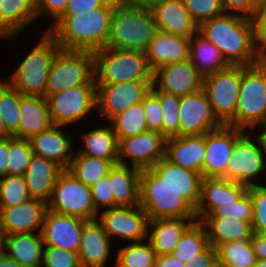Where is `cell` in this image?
Instances as JSON below:
<instances>
[{
	"label": "cell",
	"instance_id": "8fae6325",
	"mask_svg": "<svg viewBox=\"0 0 266 267\" xmlns=\"http://www.w3.org/2000/svg\"><path fill=\"white\" fill-rule=\"evenodd\" d=\"M51 120L63 127L84 118L97 108L96 84H83L46 97Z\"/></svg>",
	"mask_w": 266,
	"mask_h": 267
},
{
	"label": "cell",
	"instance_id": "74e56055",
	"mask_svg": "<svg viewBox=\"0 0 266 267\" xmlns=\"http://www.w3.org/2000/svg\"><path fill=\"white\" fill-rule=\"evenodd\" d=\"M216 251L218 267H253L257 262L250 239L224 243Z\"/></svg>",
	"mask_w": 266,
	"mask_h": 267
},
{
	"label": "cell",
	"instance_id": "7a4b0ae2",
	"mask_svg": "<svg viewBox=\"0 0 266 267\" xmlns=\"http://www.w3.org/2000/svg\"><path fill=\"white\" fill-rule=\"evenodd\" d=\"M111 6L91 9L73 16H60L49 32L62 49L96 51L106 47Z\"/></svg>",
	"mask_w": 266,
	"mask_h": 267
},
{
	"label": "cell",
	"instance_id": "e0dca14e",
	"mask_svg": "<svg viewBox=\"0 0 266 267\" xmlns=\"http://www.w3.org/2000/svg\"><path fill=\"white\" fill-rule=\"evenodd\" d=\"M244 133L243 129L228 125L206 133L203 177L221 178L225 174L235 143Z\"/></svg>",
	"mask_w": 266,
	"mask_h": 267
},
{
	"label": "cell",
	"instance_id": "ab89813d",
	"mask_svg": "<svg viewBox=\"0 0 266 267\" xmlns=\"http://www.w3.org/2000/svg\"><path fill=\"white\" fill-rule=\"evenodd\" d=\"M109 123L118 140L148 131L143 101L113 117Z\"/></svg>",
	"mask_w": 266,
	"mask_h": 267
},
{
	"label": "cell",
	"instance_id": "bcb514c9",
	"mask_svg": "<svg viewBox=\"0 0 266 267\" xmlns=\"http://www.w3.org/2000/svg\"><path fill=\"white\" fill-rule=\"evenodd\" d=\"M252 201L253 234L266 233V186L259 184L248 187Z\"/></svg>",
	"mask_w": 266,
	"mask_h": 267
},
{
	"label": "cell",
	"instance_id": "83f0119b",
	"mask_svg": "<svg viewBox=\"0 0 266 267\" xmlns=\"http://www.w3.org/2000/svg\"><path fill=\"white\" fill-rule=\"evenodd\" d=\"M62 171L63 169L58 164L33 154L24 174L30 198L47 203L51 197L54 184Z\"/></svg>",
	"mask_w": 266,
	"mask_h": 267
},
{
	"label": "cell",
	"instance_id": "7402d4cb",
	"mask_svg": "<svg viewBox=\"0 0 266 267\" xmlns=\"http://www.w3.org/2000/svg\"><path fill=\"white\" fill-rule=\"evenodd\" d=\"M248 191V186L224 178L203 177L199 204L195 210L197 221L211 214L220 204L232 203ZM201 217V218H200Z\"/></svg>",
	"mask_w": 266,
	"mask_h": 267
},
{
	"label": "cell",
	"instance_id": "4dcf8cb0",
	"mask_svg": "<svg viewBox=\"0 0 266 267\" xmlns=\"http://www.w3.org/2000/svg\"><path fill=\"white\" fill-rule=\"evenodd\" d=\"M200 222L205 226L209 244L215 249L224 243L253 236L251 221L234 217H204Z\"/></svg>",
	"mask_w": 266,
	"mask_h": 267
},
{
	"label": "cell",
	"instance_id": "52a82bcc",
	"mask_svg": "<svg viewBox=\"0 0 266 267\" xmlns=\"http://www.w3.org/2000/svg\"><path fill=\"white\" fill-rule=\"evenodd\" d=\"M139 205L149 220L196 218L195 210L151 169L140 172Z\"/></svg>",
	"mask_w": 266,
	"mask_h": 267
},
{
	"label": "cell",
	"instance_id": "be15d7a7",
	"mask_svg": "<svg viewBox=\"0 0 266 267\" xmlns=\"http://www.w3.org/2000/svg\"><path fill=\"white\" fill-rule=\"evenodd\" d=\"M0 267H24L9 257L4 251L0 253Z\"/></svg>",
	"mask_w": 266,
	"mask_h": 267
},
{
	"label": "cell",
	"instance_id": "f907efd6",
	"mask_svg": "<svg viewBox=\"0 0 266 267\" xmlns=\"http://www.w3.org/2000/svg\"><path fill=\"white\" fill-rule=\"evenodd\" d=\"M251 19L258 56L261 60H266V0H258L254 15Z\"/></svg>",
	"mask_w": 266,
	"mask_h": 267
},
{
	"label": "cell",
	"instance_id": "db71d44e",
	"mask_svg": "<svg viewBox=\"0 0 266 267\" xmlns=\"http://www.w3.org/2000/svg\"><path fill=\"white\" fill-rule=\"evenodd\" d=\"M112 0H68L61 16H73L79 13L89 12L91 9L103 6H111Z\"/></svg>",
	"mask_w": 266,
	"mask_h": 267
},
{
	"label": "cell",
	"instance_id": "816d5d0a",
	"mask_svg": "<svg viewBox=\"0 0 266 267\" xmlns=\"http://www.w3.org/2000/svg\"><path fill=\"white\" fill-rule=\"evenodd\" d=\"M143 107L147 129L162 134V107L159 97L152 90L143 99Z\"/></svg>",
	"mask_w": 266,
	"mask_h": 267
},
{
	"label": "cell",
	"instance_id": "7dc6e473",
	"mask_svg": "<svg viewBox=\"0 0 266 267\" xmlns=\"http://www.w3.org/2000/svg\"><path fill=\"white\" fill-rule=\"evenodd\" d=\"M194 22L200 26L225 13L221 0H183Z\"/></svg>",
	"mask_w": 266,
	"mask_h": 267
},
{
	"label": "cell",
	"instance_id": "91938a15",
	"mask_svg": "<svg viewBox=\"0 0 266 267\" xmlns=\"http://www.w3.org/2000/svg\"><path fill=\"white\" fill-rule=\"evenodd\" d=\"M185 263L173 254H165L156 257L154 267H184Z\"/></svg>",
	"mask_w": 266,
	"mask_h": 267
},
{
	"label": "cell",
	"instance_id": "ffe728a7",
	"mask_svg": "<svg viewBox=\"0 0 266 267\" xmlns=\"http://www.w3.org/2000/svg\"><path fill=\"white\" fill-rule=\"evenodd\" d=\"M47 211V203L30 198L27 201L11 206L0 208V225L4 236L34 233L41 228Z\"/></svg>",
	"mask_w": 266,
	"mask_h": 267
},
{
	"label": "cell",
	"instance_id": "836d02e7",
	"mask_svg": "<svg viewBox=\"0 0 266 267\" xmlns=\"http://www.w3.org/2000/svg\"><path fill=\"white\" fill-rule=\"evenodd\" d=\"M37 19L35 0H2L0 4V37L12 38L24 26Z\"/></svg>",
	"mask_w": 266,
	"mask_h": 267
},
{
	"label": "cell",
	"instance_id": "3957f363",
	"mask_svg": "<svg viewBox=\"0 0 266 267\" xmlns=\"http://www.w3.org/2000/svg\"><path fill=\"white\" fill-rule=\"evenodd\" d=\"M106 47L145 52L157 31L152 10L136 8L125 0L111 1Z\"/></svg>",
	"mask_w": 266,
	"mask_h": 267
},
{
	"label": "cell",
	"instance_id": "2e32d148",
	"mask_svg": "<svg viewBox=\"0 0 266 267\" xmlns=\"http://www.w3.org/2000/svg\"><path fill=\"white\" fill-rule=\"evenodd\" d=\"M179 123L180 136L202 135L222 126L203 89L180 97Z\"/></svg>",
	"mask_w": 266,
	"mask_h": 267
},
{
	"label": "cell",
	"instance_id": "9f6ffc18",
	"mask_svg": "<svg viewBox=\"0 0 266 267\" xmlns=\"http://www.w3.org/2000/svg\"><path fill=\"white\" fill-rule=\"evenodd\" d=\"M68 0H35L37 18L42 14H51L54 22L63 14Z\"/></svg>",
	"mask_w": 266,
	"mask_h": 267
},
{
	"label": "cell",
	"instance_id": "f1b7e54d",
	"mask_svg": "<svg viewBox=\"0 0 266 267\" xmlns=\"http://www.w3.org/2000/svg\"><path fill=\"white\" fill-rule=\"evenodd\" d=\"M197 218H156L149 220V241L157 256L172 254L184 232ZM189 221V222H188ZM188 222V223H187Z\"/></svg>",
	"mask_w": 266,
	"mask_h": 267
},
{
	"label": "cell",
	"instance_id": "8992f818",
	"mask_svg": "<svg viewBox=\"0 0 266 267\" xmlns=\"http://www.w3.org/2000/svg\"><path fill=\"white\" fill-rule=\"evenodd\" d=\"M266 115V60L241 66V84L234 118L227 124L240 129L254 128Z\"/></svg>",
	"mask_w": 266,
	"mask_h": 267
},
{
	"label": "cell",
	"instance_id": "60d3db41",
	"mask_svg": "<svg viewBox=\"0 0 266 267\" xmlns=\"http://www.w3.org/2000/svg\"><path fill=\"white\" fill-rule=\"evenodd\" d=\"M209 245L205 226L200 221H195L182 235L173 251V255L187 263L197 257Z\"/></svg>",
	"mask_w": 266,
	"mask_h": 267
},
{
	"label": "cell",
	"instance_id": "94428289",
	"mask_svg": "<svg viewBox=\"0 0 266 267\" xmlns=\"http://www.w3.org/2000/svg\"><path fill=\"white\" fill-rule=\"evenodd\" d=\"M8 136L0 137V177L6 176Z\"/></svg>",
	"mask_w": 266,
	"mask_h": 267
},
{
	"label": "cell",
	"instance_id": "7bdbcfd3",
	"mask_svg": "<svg viewBox=\"0 0 266 267\" xmlns=\"http://www.w3.org/2000/svg\"><path fill=\"white\" fill-rule=\"evenodd\" d=\"M6 175L24 176L33 151L29 139L8 136Z\"/></svg>",
	"mask_w": 266,
	"mask_h": 267
},
{
	"label": "cell",
	"instance_id": "6da1fadb",
	"mask_svg": "<svg viewBox=\"0 0 266 267\" xmlns=\"http://www.w3.org/2000/svg\"><path fill=\"white\" fill-rule=\"evenodd\" d=\"M198 32L220 50L230 66H251L261 61L249 17L224 13L203 22Z\"/></svg>",
	"mask_w": 266,
	"mask_h": 267
},
{
	"label": "cell",
	"instance_id": "d6a6232c",
	"mask_svg": "<svg viewBox=\"0 0 266 267\" xmlns=\"http://www.w3.org/2000/svg\"><path fill=\"white\" fill-rule=\"evenodd\" d=\"M43 245L40 232L4 236V252L24 267H42Z\"/></svg>",
	"mask_w": 266,
	"mask_h": 267
},
{
	"label": "cell",
	"instance_id": "f35d334b",
	"mask_svg": "<svg viewBox=\"0 0 266 267\" xmlns=\"http://www.w3.org/2000/svg\"><path fill=\"white\" fill-rule=\"evenodd\" d=\"M22 96L9 83L0 81V115L5 125V137L19 138V109Z\"/></svg>",
	"mask_w": 266,
	"mask_h": 267
},
{
	"label": "cell",
	"instance_id": "f546056e",
	"mask_svg": "<svg viewBox=\"0 0 266 267\" xmlns=\"http://www.w3.org/2000/svg\"><path fill=\"white\" fill-rule=\"evenodd\" d=\"M19 117V138L30 139L54 125L47 99L41 96L23 95L20 102Z\"/></svg>",
	"mask_w": 266,
	"mask_h": 267
},
{
	"label": "cell",
	"instance_id": "7c38bea8",
	"mask_svg": "<svg viewBox=\"0 0 266 267\" xmlns=\"http://www.w3.org/2000/svg\"><path fill=\"white\" fill-rule=\"evenodd\" d=\"M153 80H136L112 85H96L99 112L110 121L132 105L143 101L151 91Z\"/></svg>",
	"mask_w": 266,
	"mask_h": 267
},
{
	"label": "cell",
	"instance_id": "5bb4252c",
	"mask_svg": "<svg viewBox=\"0 0 266 267\" xmlns=\"http://www.w3.org/2000/svg\"><path fill=\"white\" fill-rule=\"evenodd\" d=\"M248 137L243 134L235 143L225 174L221 178L249 187L256 185L252 179L266 169V158L257 139L253 141Z\"/></svg>",
	"mask_w": 266,
	"mask_h": 267
},
{
	"label": "cell",
	"instance_id": "e575fe53",
	"mask_svg": "<svg viewBox=\"0 0 266 267\" xmlns=\"http://www.w3.org/2000/svg\"><path fill=\"white\" fill-rule=\"evenodd\" d=\"M189 60L203 78L230 66L220 50L199 32L190 39Z\"/></svg>",
	"mask_w": 266,
	"mask_h": 267
},
{
	"label": "cell",
	"instance_id": "680465c9",
	"mask_svg": "<svg viewBox=\"0 0 266 267\" xmlns=\"http://www.w3.org/2000/svg\"><path fill=\"white\" fill-rule=\"evenodd\" d=\"M250 240L257 260L266 259V233L253 234Z\"/></svg>",
	"mask_w": 266,
	"mask_h": 267
},
{
	"label": "cell",
	"instance_id": "30bf717a",
	"mask_svg": "<svg viewBox=\"0 0 266 267\" xmlns=\"http://www.w3.org/2000/svg\"><path fill=\"white\" fill-rule=\"evenodd\" d=\"M240 84L241 66H229L203 78L202 89L222 125H227L235 116Z\"/></svg>",
	"mask_w": 266,
	"mask_h": 267
},
{
	"label": "cell",
	"instance_id": "a7ac6f4b",
	"mask_svg": "<svg viewBox=\"0 0 266 267\" xmlns=\"http://www.w3.org/2000/svg\"><path fill=\"white\" fill-rule=\"evenodd\" d=\"M253 267H266V259L257 260L256 264Z\"/></svg>",
	"mask_w": 266,
	"mask_h": 267
},
{
	"label": "cell",
	"instance_id": "9a60e30c",
	"mask_svg": "<svg viewBox=\"0 0 266 267\" xmlns=\"http://www.w3.org/2000/svg\"><path fill=\"white\" fill-rule=\"evenodd\" d=\"M166 138L158 131H146L135 136L118 140V164L127 165L123 160L129 157L132 167L150 169L165 157Z\"/></svg>",
	"mask_w": 266,
	"mask_h": 267
},
{
	"label": "cell",
	"instance_id": "1f68e13d",
	"mask_svg": "<svg viewBox=\"0 0 266 267\" xmlns=\"http://www.w3.org/2000/svg\"><path fill=\"white\" fill-rule=\"evenodd\" d=\"M140 172L122 164H115L109 170L114 207L139 205Z\"/></svg>",
	"mask_w": 266,
	"mask_h": 267
},
{
	"label": "cell",
	"instance_id": "277c9868",
	"mask_svg": "<svg viewBox=\"0 0 266 267\" xmlns=\"http://www.w3.org/2000/svg\"><path fill=\"white\" fill-rule=\"evenodd\" d=\"M93 54L96 85L153 80L145 52L104 47Z\"/></svg>",
	"mask_w": 266,
	"mask_h": 267
},
{
	"label": "cell",
	"instance_id": "003e7915",
	"mask_svg": "<svg viewBox=\"0 0 266 267\" xmlns=\"http://www.w3.org/2000/svg\"><path fill=\"white\" fill-rule=\"evenodd\" d=\"M0 137H5V125L0 115Z\"/></svg>",
	"mask_w": 266,
	"mask_h": 267
},
{
	"label": "cell",
	"instance_id": "8d00e7d4",
	"mask_svg": "<svg viewBox=\"0 0 266 267\" xmlns=\"http://www.w3.org/2000/svg\"><path fill=\"white\" fill-rule=\"evenodd\" d=\"M115 164H118V161H108L77 153L76 156H73L66 170L83 184L91 187L101 178L107 176Z\"/></svg>",
	"mask_w": 266,
	"mask_h": 267
},
{
	"label": "cell",
	"instance_id": "681fc988",
	"mask_svg": "<svg viewBox=\"0 0 266 267\" xmlns=\"http://www.w3.org/2000/svg\"><path fill=\"white\" fill-rule=\"evenodd\" d=\"M42 266L45 267H81L77 252L46 246L42 255Z\"/></svg>",
	"mask_w": 266,
	"mask_h": 267
},
{
	"label": "cell",
	"instance_id": "4fadbf2b",
	"mask_svg": "<svg viewBox=\"0 0 266 267\" xmlns=\"http://www.w3.org/2000/svg\"><path fill=\"white\" fill-rule=\"evenodd\" d=\"M97 220L110 238L114 235L139 242L144 241L150 233L148 215L140 205L105 208Z\"/></svg>",
	"mask_w": 266,
	"mask_h": 267
},
{
	"label": "cell",
	"instance_id": "44dd1931",
	"mask_svg": "<svg viewBox=\"0 0 266 267\" xmlns=\"http://www.w3.org/2000/svg\"><path fill=\"white\" fill-rule=\"evenodd\" d=\"M150 169L196 210L201 195V173L176 165L165 157Z\"/></svg>",
	"mask_w": 266,
	"mask_h": 267
},
{
	"label": "cell",
	"instance_id": "f5cc1de1",
	"mask_svg": "<svg viewBox=\"0 0 266 267\" xmlns=\"http://www.w3.org/2000/svg\"><path fill=\"white\" fill-rule=\"evenodd\" d=\"M92 201L95 209L98 211L99 206L103 208H114V197L111 190V181L109 173L101 178L97 183L90 187Z\"/></svg>",
	"mask_w": 266,
	"mask_h": 267
},
{
	"label": "cell",
	"instance_id": "f6af8a7d",
	"mask_svg": "<svg viewBox=\"0 0 266 267\" xmlns=\"http://www.w3.org/2000/svg\"><path fill=\"white\" fill-rule=\"evenodd\" d=\"M30 199L24 176L0 177V208L21 204Z\"/></svg>",
	"mask_w": 266,
	"mask_h": 267
},
{
	"label": "cell",
	"instance_id": "ba28073f",
	"mask_svg": "<svg viewBox=\"0 0 266 267\" xmlns=\"http://www.w3.org/2000/svg\"><path fill=\"white\" fill-rule=\"evenodd\" d=\"M83 84H96L93 51L59 48L50 67L46 97Z\"/></svg>",
	"mask_w": 266,
	"mask_h": 267
},
{
	"label": "cell",
	"instance_id": "6125c7cd",
	"mask_svg": "<svg viewBox=\"0 0 266 267\" xmlns=\"http://www.w3.org/2000/svg\"><path fill=\"white\" fill-rule=\"evenodd\" d=\"M128 4L136 8H142L147 10H153L158 6L163 0H125Z\"/></svg>",
	"mask_w": 266,
	"mask_h": 267
},
{
	"label": "cell",
	"instance_id": "d4e9b609",
	"mask_svg": "<svg viewBox=\"0 0 266 267\" xmlns=\"http://www.w3.org/2000/svg\"><path fill=\"white\" fill-rule=\"evenodd\" d=\"M110 240L97 219L86 221L77 251L81 267H105L110 254Z\"/></svg>",
	"mask_w": 266,
	"mask_h": 267
},
{
	"label": "cell",
	"instance_id": "b9f144b4",
	"mask_svg": "<svg viewBox=\"0 0 266 267\" xmlns=\"http://www.w3.org/2000/svg\"><path fill=\"white\" fill-rule=\"evenodd\" d=\"M157 254L150 241L133 242L119 249L116 257L117 267H154Z\"/></svg>",
	"mask_w": 266,
	"mask_h": 267
},
{
	"label": "cell",
	"instance_id": "11a10c76",
	"mask_svg": "<svg viewBox=\"0 0 266 267\" xmlns=\"http://www.w3.org/2000/svg\"><path fill=\"white\" fill-rule=\"evenodd\" d=\"M221 2L225 13L236 11V14L249 18L254 15L258 4V0H221Z\"/></svg>",
	"mask_w": 266,
	"mask_h": 267
},
{
	"label": "cell",
	"instance_id": "cb8c5ba5",
	"mask_svg": "<svg viewBox=\"0 0 266 267\" xmlns=\"http://www.w3.org/2000/svg\"><path fill=\"white\" fill-rule=\"evenodd\" d=\"M206 150V134L174 136L166 139L165 158L183 168L201 173Z\"/></svg>",
	"mask_w": 266,
	"mask_h": 267
},
{
	"label": "cell",
	"instance_id": "ee69618b",
	"mask_svg": "<svg viewBox=\"0 0 266 267\" xmlns=\"http://www.w3.org/2000/svg\"><path fill=\"white\" fill-rule=\"evenodd\" d=\"M158 97L162 107V135L167 139L180 136L179 105L180 96L160 90H152Z\"/></svg>",
	"mask_w": 266,
	"mask_h": 267
},
{
	"label": "cell",
	"instance_id": "5b68a950",
	"mask_svg": "<svg viewBox=\"0 0 266 267\" xmlns=\"http://www.w3.org/2000/svg\"><path fill=\"white\" fill-rule=\"evenodd\" d=\"M59 48L55 38L46 31L7 82L22 95L46 98L50 67Z\"/></svg>",
	"mask_w": 266,
	"mask_h": 267
},
{
	"label": "cell",
	"instance_id": "03108f58",
	"mask_svg": "<svg viewBox=\"0 0 266 267\" xmlns=\"http://www.w3.org/2000/svg\"><path fill=\"white\" fill-rule=\"evenodd\" d=\"M4 251V234L0 225V253Z\"/></svg>",
	"mask_w": 266,
	"mask_h": 267
},
{
	"label": "cell",
	"instance_id": "c3c4849f",
	"mask_svg": "<svg viewBox=\"0 0 266 267\" xmlns=\"http://www.w3.org/2000/svg\"><path fill=\"white\" fill-rule=\"evenodd\" d=\"M205 217H234L243 221H252V201L249 191L235 202L220 204Z\"/></svg>",
	"mask_w": 266,
	"mask_h": 267
},
{
	"label": "cell",
	"instance_id": "d6986e66",
	"mask_svg": "<svg viewBox=\"0 0 266 267\" xmlns=\"http://www.w3.org/2000/svg\"><path fill=\"white\" fill-rule=\"evenodd\" d=\"M86 220L47 210L41 228L44 245L77 252Z\"/></svg>",
	"mask_w": 266,
	"mask_h": 267
},
{
	"label": "cell",
	"instance_id": "89a4df30",
	"mask_svg": "<svg viewBox=\"0 0 266 267\" xmlns=\"http://www.w3.org/2000/svg\"><path fill=\"white\" fill-rule=\"evenodd\" d=\"M261 125H262L263 129H266V115H265V118L263 119V121L261 122Z\"/></svg>",
	"mask_w": 266,
	"mask_h": 267
},
{
	"label": "cell",
	"instance_id": "484cf974",
	"mask_svg": "<svg viewBox=\"0 0 266 267\" xmlns=\"http://www.w3.org/2000/svg\"><path fill=\"white\" fill-rule=\"evenodd\" d=\"M157 30L191 39L199 26L192 19L183 0H163L152 10Z\"/></svg>",
	"mask_w": 266,
	"mask_h": 267
},
{
	"label": "cell",
	"instance_id": "9c48e42d",
	"mask_svg": "<svg viewBox=\"0 0 266 267\" xmlns=\"http://www.w3.org/2000/svg\"><path fill=\"white\" fill-rule=\"evenodd\" d=\"M47 210L81 218L86 221L97 219L98 211L92 201L90 187L63 170L54 184Z\"/></svg>",
	"mask_w": 266,
	"mask_h": 267
},
{
	"label": "cell",
	"instance_id": "e7e4bbea",
	"mask_svg": "<svg viewBox=\"0 0 266 267\" xmlns=\"http://www.w3.org/2000/svg\"><path fill=\"white\" fill-rule=\"evenodd\" d=\"M259 143L261 152L263 155H266V129L263 132L258 133L257 137H255Z\"/></svg>",
	"mask_w": 266,
	"mask_h": 267
},
{
	"label": "cell",
	"instance_id": "ac0fdd59",
	"mask_svg": "<svg viewBox=\"0 0 266 267\" xmlns=\"http://www.w3.org/2000/svg\"><path fill=\"white\" fill-rule=\"evenodd\" d=\"M152 84L151 90H160L181 97L202 89L203 77L188 59L154 70Z\"/></svg>",
	"mask_w": 266,
	"mask_h": 267
},
{
	"label": "cell",
	"instance_id": "4316f807",
	"mask_svg": "<svg viewBox=\"0 0 266 267\" xmlns=\"http://www.w3.org/2000/svg\"><path fill=\"white\" fill-rule=\"evenodd\" d=\"M61 126L53 125L50 129L32 136L29 139L33 154L42 156L66 170L73 158L71 136H65Z\"/></svg>",
	"mask_w": 266,
	"mask_h": 267
},
{
	"label": "cell",
	"instance_id": "603a6c76",
	"mask_svg": "<svg viewBox=\"0 0 266 267\" xmlns=\"http://www.w3.org/2000/svg\"><path fill=\"white\" fill-rule=\"evenodd\" d=\"M190 39L157 30L145 51L152 71L160 66L189 59Z\"/></svg>",
	"mask_w": 266,
	"mask_h": 267
},
{
	"label": "cell",
	"instance_id": "d590c367",
	"mask_svg": "<svg viewBox=\"0 0 266 267\" xmlns=\"http://www.w3.org/2000/svg\"><path fill=\"white\" fill-rule=\"evenodd\" d=\"M84 150L78 153L108 161H118V139L112 127H102L83 134Z\"/></svg>",
	"mask_w": 266,
	"mask_h": 267
},
{
	"label": "cell",
	"instance_id": "6f0895ef",
	"mask_svg": "<svg viewBox=\"0 0 266 267\" xmlns=\"http://www.w3.org/2000/svg\"><path fill=\"white\" fill-rule=\"evenodd\" d=\"M184 267H218L216 249L209 244L197 257L185 263Z\"/></svg>",
	"mask_w": 266,
	"mask_h": 267
}]
</instances>
